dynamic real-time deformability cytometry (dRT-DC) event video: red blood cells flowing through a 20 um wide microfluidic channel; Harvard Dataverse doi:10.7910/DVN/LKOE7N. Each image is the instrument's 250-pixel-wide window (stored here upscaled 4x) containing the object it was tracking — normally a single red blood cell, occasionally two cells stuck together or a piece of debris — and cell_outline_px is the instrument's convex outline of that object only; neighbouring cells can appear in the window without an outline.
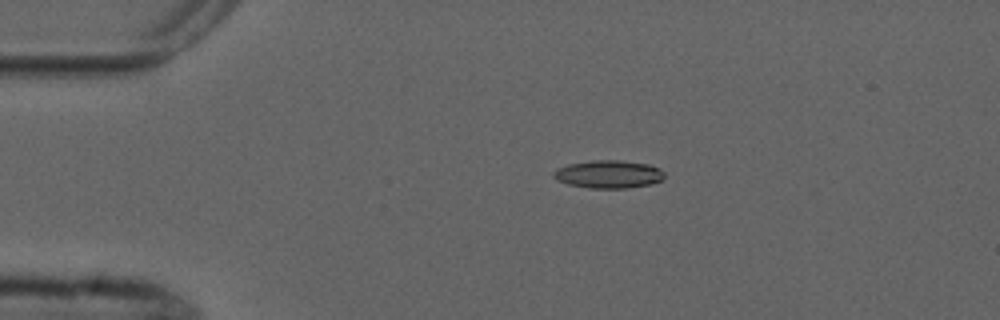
{"species": "common noctule bat (a hibernating species)", "species_latin": "Nyctalus noctula", "temperature_condition": "cold", "stored_images_in_passage": 5, "camera_frame_rate_fps": 3000, "um_per_image_px": 0.085, "animal": {"sex": "male", "forearm_length_mm": 52.5}, "frame": {"image": 1, "passage_image": 3, "time_ms": 2.667, "image_size_px": [1000, 320], "cell_outline_px": [[664, 180], [652, 184], [628, 188], [588, 188], [568, 184], [556, 180], [552, 176], [552, 172], [556, 168], [568, 164], [592, 160], [620, 160], [648, 164], [660, 168], [664, 172]], "centroid_in_image_um": [51.72, 14.81], "position_along_channel_um": 33.3, "area_um2": 18.32}}
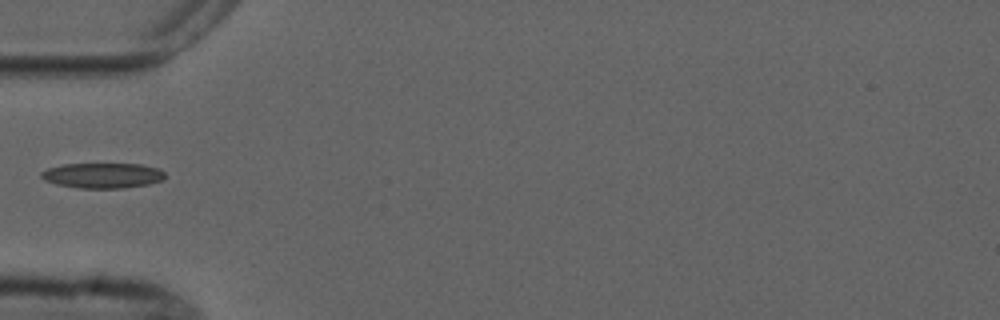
{"frame": {"image": 2, "passage_image": 5, "time_ms": 5.0, "image_size_px": [1000, 320], "cell_outline_px": [[164, 180], [148, 184], [124, 188], [80, 188], [56, 184], [44, 180], [40, 176], [40, 172], [48, 168], [64, 164], [140, 164], [160, 168], [164, 172]], "centroid_in_image_um": [8.73, 14.91], "position_along_channel_um": 76.3, "area_um2": 18.26}}